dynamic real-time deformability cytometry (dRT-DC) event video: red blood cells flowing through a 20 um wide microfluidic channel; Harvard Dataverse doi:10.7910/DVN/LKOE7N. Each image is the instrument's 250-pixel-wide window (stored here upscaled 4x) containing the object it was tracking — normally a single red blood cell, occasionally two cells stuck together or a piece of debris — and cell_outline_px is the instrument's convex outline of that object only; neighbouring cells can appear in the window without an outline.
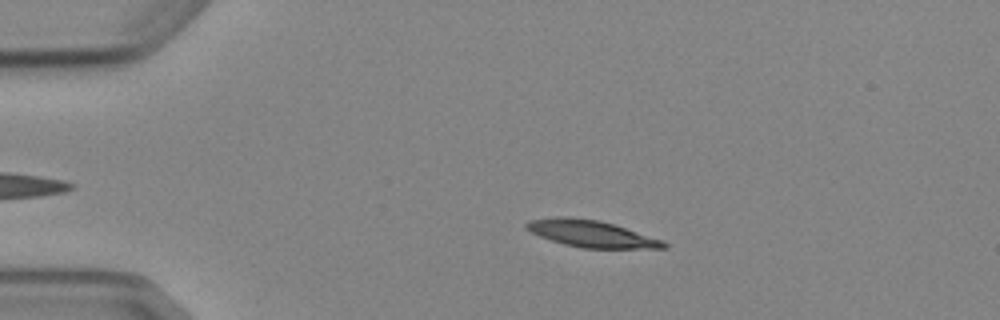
{"species": "Egyptian fruit bat (a non-hibernating species)", "species_latin": "Rousettus aegyptiacus", "temperature_condition": "cold", "stored_images_in_passage": 7, "camera_frame_rate_fps": 3000, "um_per_image_px": 0.085, "animal": {"sex": "female"}, "frame": {"image": 1, "passage_image": 3, "time_ms": 2.333, "image_size_px": [1000, 320], "cell_outline_px": [[668, 248], [580, 248], [564, 244], [540, 236], [524, 228], [524, 224], [528, 220], [560, 216], [568, 216], [600, 220], [664, 240], [668, 244]], "centroid_in_image_um": [50.25, 19.86], "position_along_channel_um": 34.7, "area_um2": 21.5}}
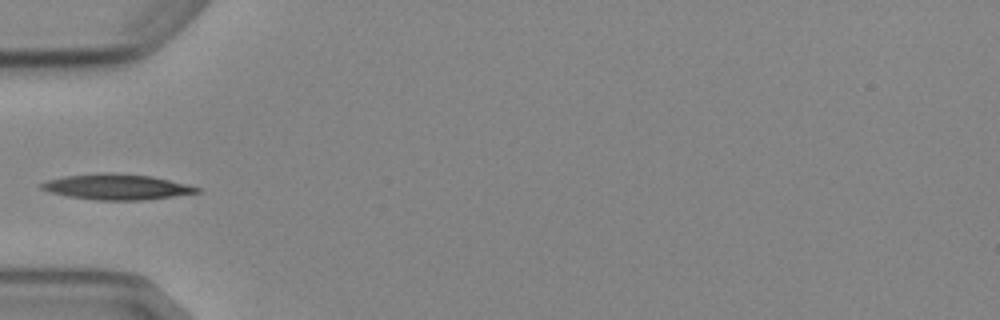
{"frame": {"image": 2, "passage_image": 5, "time_ms": 4.667, "image_size_px": [1000, 320], "cell_outline_px": [[200, 192], [144, 200], [96, 200], [68, 196], [48, 192], [40, 188], [40, 184], [48, 180], [64, 176], [100, 172], [108, 172], [152, 176], [188, 184], [200, 188]], "centroid_in_image_um": [9.9, 15.88], "position_along_channel_um": 75.1, "area_um2": 23.18}}
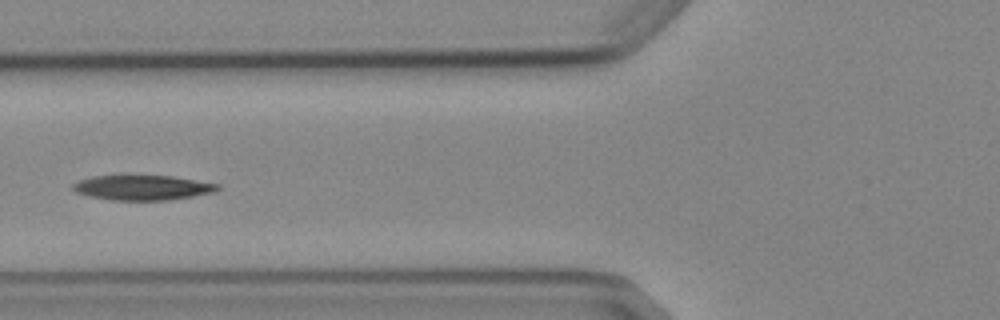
{"frame": {"image": 3, "passage_image": 6, "time_ms": 5.667, "image_size_px": [1000, 320], "cell_outline_px": [[220, 188], [216, 192], [168, 200], [112, 200], [88, 196], [76, 192], [72, 188], [72, 184], [80, 180], [92, 176], [172, 176], [220, 184]], "centroid_in_image_um": [12.13, 15.95], "position_along_channel_um": 113.7, "area_um2": 20.92}}